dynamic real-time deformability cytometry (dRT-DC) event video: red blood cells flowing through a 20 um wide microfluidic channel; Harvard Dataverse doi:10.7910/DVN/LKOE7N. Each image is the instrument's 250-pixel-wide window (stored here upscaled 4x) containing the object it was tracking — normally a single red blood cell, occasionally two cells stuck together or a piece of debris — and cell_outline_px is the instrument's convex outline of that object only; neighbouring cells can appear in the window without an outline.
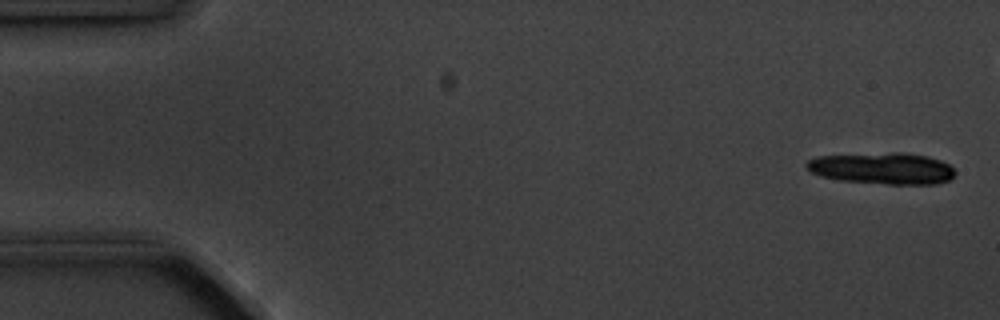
{"species": "common noctule bat (a hibernating species)", "species_latin": "Nyctalus noctula", "temperature_condition": "cold", "stored_images_in_passage": 6, "camera_frame_rate_fps": 3000, "um_per_image_px": 0.085, "animal": {"sex": "male", "body_mass_g": 20.1, "forearm_length_mm": 53.5}, "frame": {"image": 1, "passage_image": 1, "time_ms": 0.0, "image_size_px": [1000, 320], "cell_outline_px": [[956, 172], [948, 180], [936, 184], [888, 184], [840, 180], [820, 176], [812, 172], [804, 164], [808, 160], [816, 156], [892, 152], [904, 152], [928, 156], [940, 160], [948, 164]], "centroid_in_image_um": [74.99, 14.3], "position_along_channel_um": 10.0, "area_um2": 27.34}}